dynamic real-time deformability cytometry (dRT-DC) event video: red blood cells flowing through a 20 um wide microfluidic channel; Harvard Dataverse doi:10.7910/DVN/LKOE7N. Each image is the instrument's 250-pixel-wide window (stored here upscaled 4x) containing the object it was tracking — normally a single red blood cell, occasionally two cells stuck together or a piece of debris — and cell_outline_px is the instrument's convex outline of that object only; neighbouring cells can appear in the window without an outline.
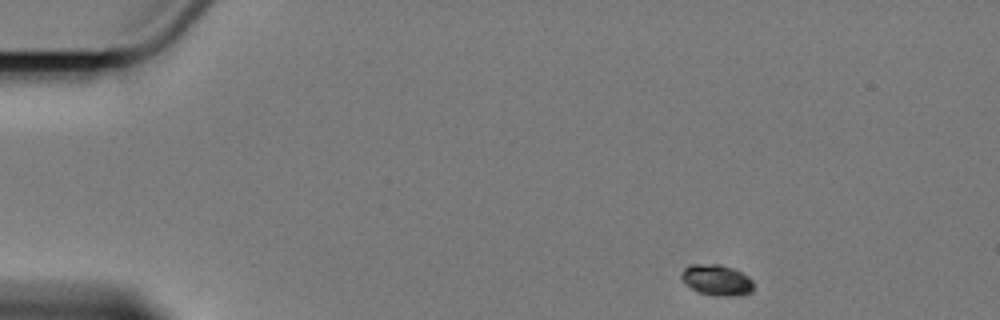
{"species": "Egyptian fruit bat (a non-hibernating species)", "species_latin": "Rousettus aegyptiacus", "temperature_condition": "cold", "stored_images_in_passage": 3, "camera_frame_rate_fps": 3000, "um_per_image_px": 0.085, "animal": {"sex": "female"}, "frame": {"image": 1, "passage_image": 1, "time_ms": 0.0, "image_size_px": [1000, 320], "cell_outline_px": [[752, 292], [744, 296], [716, 296], [700, 292], [692, 288], [680, 276], [684, 268], [688, 264], [720, 264], [732, 268], [748, 276], [752, 280]], "centroid_in_image_um": [60.95, 23.8], "position_along_channel_um": 24.1, "area_um2": 12.95}}